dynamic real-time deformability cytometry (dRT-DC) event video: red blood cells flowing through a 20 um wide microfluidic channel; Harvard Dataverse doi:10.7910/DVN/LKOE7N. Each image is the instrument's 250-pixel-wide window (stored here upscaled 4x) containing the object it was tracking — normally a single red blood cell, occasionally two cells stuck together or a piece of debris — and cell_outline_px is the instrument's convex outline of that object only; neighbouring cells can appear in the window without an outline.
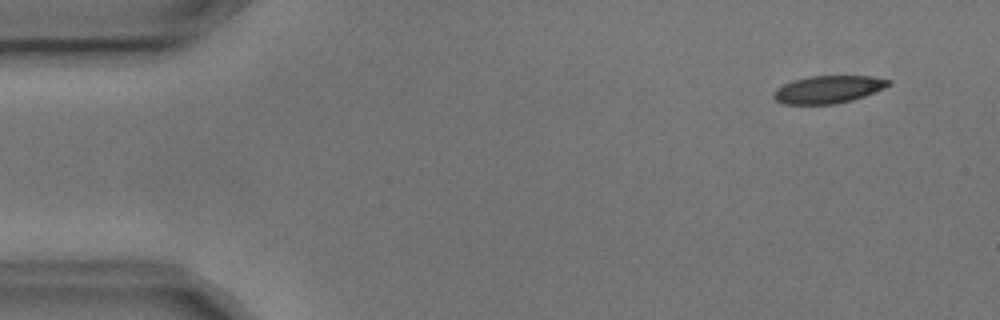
{"species": "common noctule bat (a hibernating species)", "species_latin": "Nyctalus noctula", "temperature_condition": "cold", "stored_images_in_passage": 10, "camera_frame_rate_fps": 3000, "um_per_image_px": 0.085, "animal": {"sex": "male", "body_mass_g": 17.9, "forearm_length_mm": 54.2}, "frame": {"image": 1, "passage_image": 1, "time_ms": 0.0, "image_size_px": [1000, 320], "cell_outline_px": [[892, 84], [884, 88], [864, 96], [852, 100], [836, 104], [784, 104], [776, 100], [772, 96], [772, 92], [776, 88], [792, 80], [808, 76], [872, 76], [892, 80]], "centroid_in_image_um": [70.39, 7.59], "position_along_channel_um": 14.6, "area_um2": 18.61}}
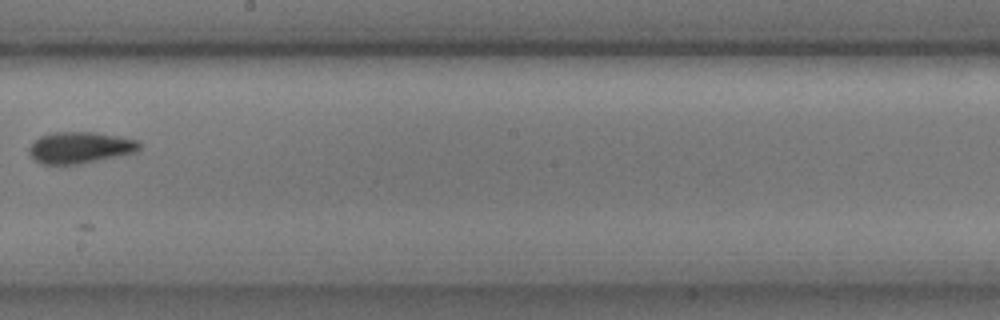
{"frame": {"image": 2, "passage_image": 8, "time_ms": 2.333, "image_size_px": [1000, 320], "cell_outline_px": [[140, 148], [136, 152], [80, 164], [40, 164], [28, 152], [28, 148], [40, 136], [52, 132], [96, 132], [136, 140], [140, 144]], "centroid_in_image_um": [6.78, 12.54], "position_along_channel_um": 241.4, "area_um2": 20.06}}
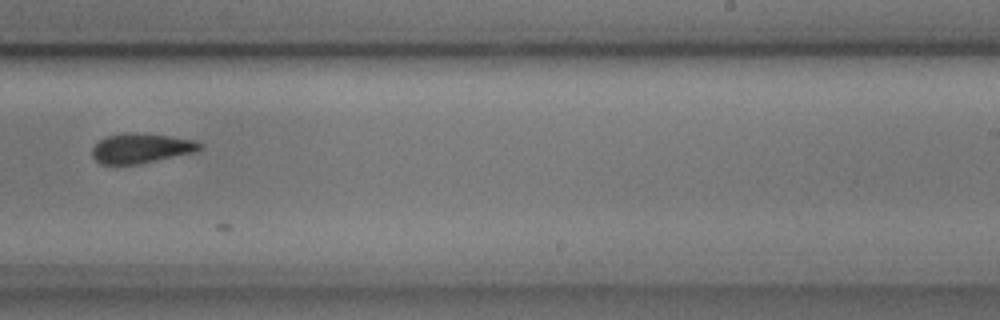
{"frame": {"image": 3, "passage_image": 9, "time_ms": 2.667, "image_size_px": [1000, 320], "cell_outline_px": [[200, 148], [196, 152], [140, 164], [100, 164], [92, 156], [92, 148], [104, 136], [124, 132], [140, 132], [196, 140], [200, 144]], "centroid_in_image_um": [11.97, 12.59], "position_along_channel_um": 277.0, "area_um2": 18.84}}